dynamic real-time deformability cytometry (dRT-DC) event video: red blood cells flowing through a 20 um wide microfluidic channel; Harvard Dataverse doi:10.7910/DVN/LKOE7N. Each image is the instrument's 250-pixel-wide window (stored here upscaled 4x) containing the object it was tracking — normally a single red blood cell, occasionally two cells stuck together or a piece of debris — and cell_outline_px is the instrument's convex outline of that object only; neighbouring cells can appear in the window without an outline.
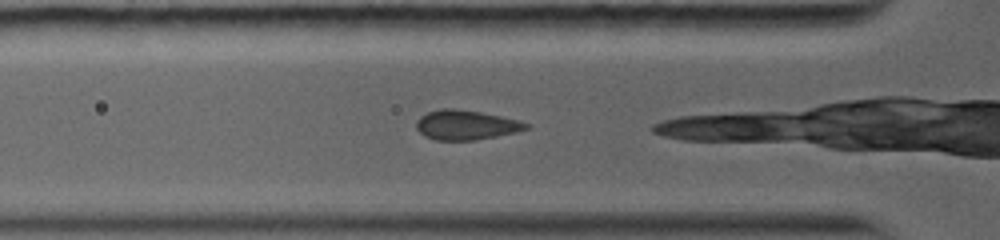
{"species": "common noctule bat (a hibernating species)", "species_latin": "Nyctalus noctula", "temperature_condition": "warm", "stored_images_in_passage": 6, "camera_frame_rate_fps": 5000, "um_per_image_px": 0.085, "animal": {"sex": "female", "body_mass_g": 19.0, "forearm_length_mm": 56.7}, "frame": {"image": 1, "passage_image": 3, "time_ms": 0.8, "image_size_px": [1000, 240], "cell_outline_px": [[532, 124], [528, 128], [516, 132], [476, 140], [436, 140], [424, 136], [416, 128], [416, 120], [420, 116], [428, 112], [440, 108], [456, 108], [480, 112], [520, 120]], "centroid_in_image_um": [39.6, 10.61], "position_along_channel_um": 86.2, "area_um2": 19.07}}
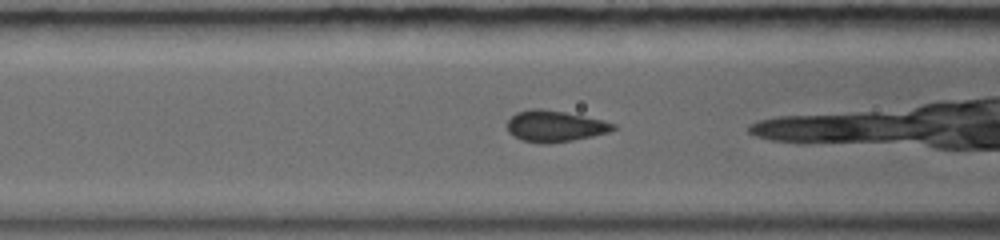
{"frame": {"image": 2, "passage_image": 5, "time_ms": 1.6, "image_size_px": [1000, 240], "cell_outline_px": [[616, 128], [608, 132], [592, 136], [572, 140], [548, 144], [540, 144], [520, 140], [512, 136], [508, 132], [508, 120], [516, 112], [532, 108], [540, 108], [564, 112], [584, 116], [616, 124]], "centroid_in_image_um": [47.11, 10.73], "position_along_channel_um": 119.5, "area_um2": 19.31}}